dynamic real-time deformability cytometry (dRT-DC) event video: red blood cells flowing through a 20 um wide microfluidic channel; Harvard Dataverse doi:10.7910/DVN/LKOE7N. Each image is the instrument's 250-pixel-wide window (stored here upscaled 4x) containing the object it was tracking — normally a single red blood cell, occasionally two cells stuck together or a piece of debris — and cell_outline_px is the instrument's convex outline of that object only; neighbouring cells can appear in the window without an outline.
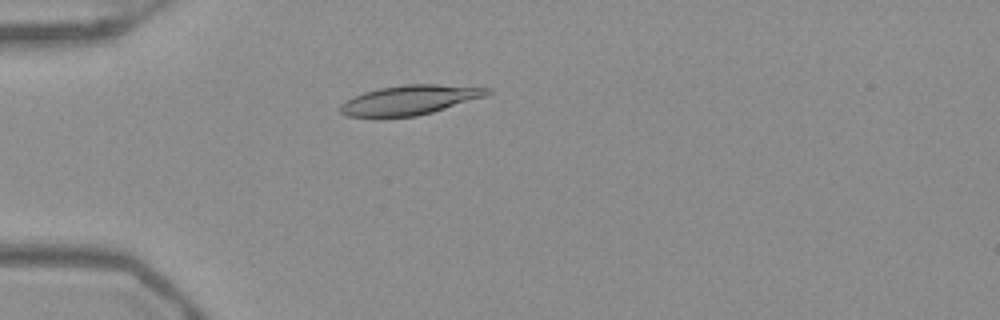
{"species": "Egyptian fruit bat (a non-hibernating species)", "species_latin": "Rousettus aegyptiacus", "temperature_condition": "warm", "stored_images_in_passage": 48, "camera_frame_rate_fps": 3000, "um_per_image_px": 0.085, "frame": {"image": 1, "passage_image": 11, "time_ms": 3.333, "image_size_px": [1000, 320], "cell_outline_px": [[492, 92], [484, 96], [432, 112], [416, 116], [348, 116], [340, 112], [340, 104], [344, 100], [364, 92], [380, 88], [404, 84], [436, 84], [492, 88]], "centroid_in_image_um": [34.82, 8.48], "position_along_channel_um": 50.2, "area_um2": 24.91}}
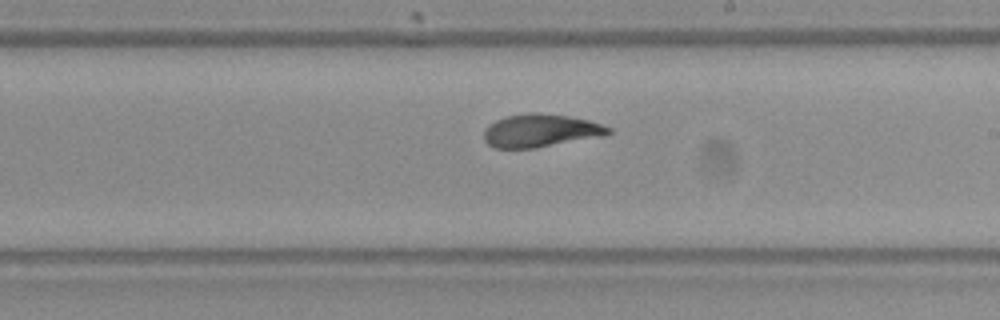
{"frame": {"image": 2, "passage_image": 27, "time_ms": 8.667, "image_size_px": [1000, 320], "cell_outline_px": [[612, 132], [604, 136], [536, 148], [492, 148], [484, 140], [484, 128], [488, 124], [504, 116], [532, 112], [540, 112], [568, 116], [588, 120], [612, 128]], "centroid_in_image_um": [45.93, 11.1], "position_along_channel_um": 243.1, "area_um2": 24.22}}
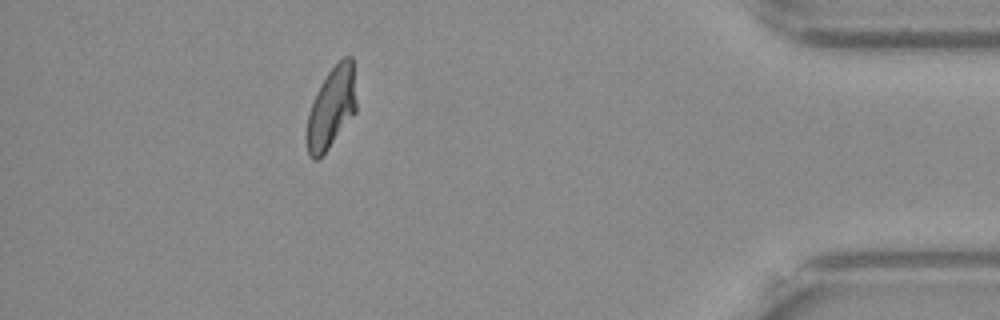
{"frame": {"image": 3, "passage_image": 43, "time_ms": 14.0, "image_size_px": [1000, 320], "cell_outline_px": [[356, 112], [328, 148], [316, 160], [312, 160], [308, 156], [304, 136], [308, 112], [316, 92], [320, 84], [328, 72], [344, 56], [352, 56], [356, 100]], "centroid_in_image_um": [28.13, 9.19], "position_along_channel_um": 407.1, "area_um2": 23.64}, "authors_computed_cell_mechanics": {"area_um2": 24.276, "velocity_mm_per_s": 3.9185, "shape_relaxation_time_tau1_ms": 5.1286, "shape_relaxation_time_tau2_ms": 1.3228, "deformation_change_tau1": 0.1892, "deformation_change_tau2": 0.0621}}